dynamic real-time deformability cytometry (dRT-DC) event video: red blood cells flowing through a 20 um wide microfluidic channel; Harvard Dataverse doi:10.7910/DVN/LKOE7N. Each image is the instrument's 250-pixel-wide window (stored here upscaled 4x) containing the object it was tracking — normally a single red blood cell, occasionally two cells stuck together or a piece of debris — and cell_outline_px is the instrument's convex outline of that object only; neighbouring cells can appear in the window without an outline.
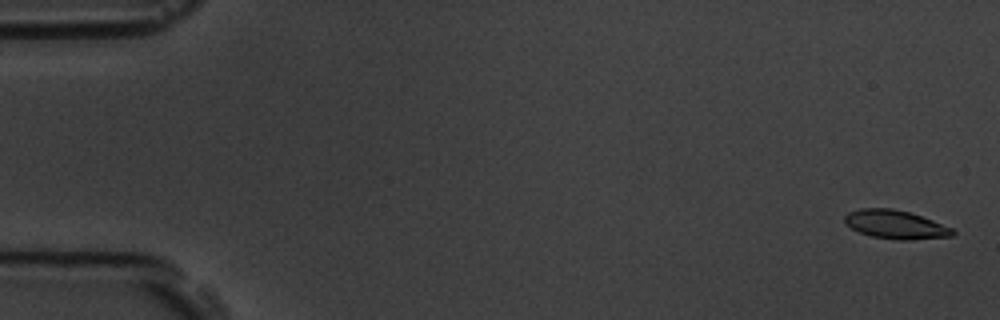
{"species": "common noctule bat (a hibernating species)", "species_latin": "Nyctalus noctula", "temperature_condition": "room temperature", "stored_images_in_passage": 6, "camera_frame_rate_fps": 3000, "um_per_image_px": 0.085, "animal": {"sex": "male", "body_mass_g": 19.5, "forearm_length_mm": 54.6}, "frame": {"image": 1, "passage_image": 1, "time_ms": 0.0, "image_size_px": [1000, 320], "cell_outline_px": [[956, 232], [952, 236], [912, 240], [900, 240], [872, 236], [860, 232], [852, 228], [844, 220], [844, 216], [848, 212], [860, 208], [892, 208], [908, 212], [932, 220], [952, 228]], "centroid_in_image_um": [76.12, 19.08], "position_along_channel_um": 8.9, "area_um2": 17.8}}